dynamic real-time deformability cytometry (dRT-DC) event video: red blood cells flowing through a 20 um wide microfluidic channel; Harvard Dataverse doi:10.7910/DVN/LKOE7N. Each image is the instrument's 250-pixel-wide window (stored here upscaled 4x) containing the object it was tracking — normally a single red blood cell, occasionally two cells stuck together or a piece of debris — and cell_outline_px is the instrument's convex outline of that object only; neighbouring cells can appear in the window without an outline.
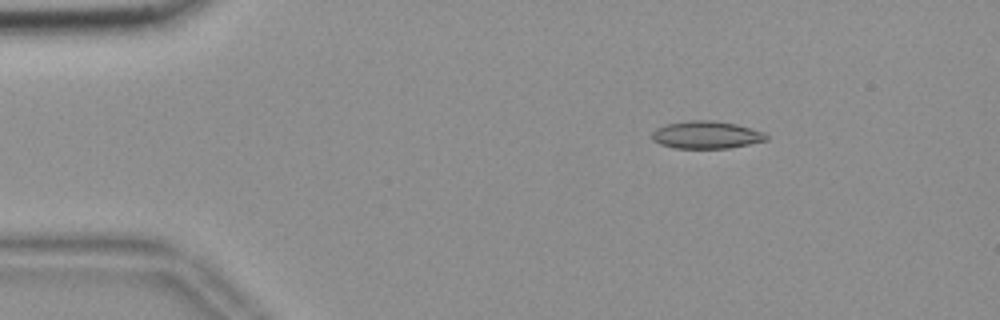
{"species": "common noctule bat (a hibernating species)", "species_latin": "Nyctalus noctula", "temperature_condition": "room temperature", "stored_images_in_passage": 55, "camera_frame_rate_fps": 3000, "um_per_image_px": 0.085, "animal": {"sex": "female", "body_mass_g": 18.4}, "frame": {"image": 1, "passage_image": 9, "time_ms": 2.667, "image_size_px": [1000, 320], "cell_outline_px": [[768, 140], [728, 148], [676, 148], [660, 144], [652, 140], [652, 132], [656, 128], [664, 124], [688, 120], [712, 120], [736, 124], [764, 132], [768, 136]], "centroid_in_image_um": [60.01, 11.45], "position_along_channel_um": 25.0, "area_um2": 18.38}}
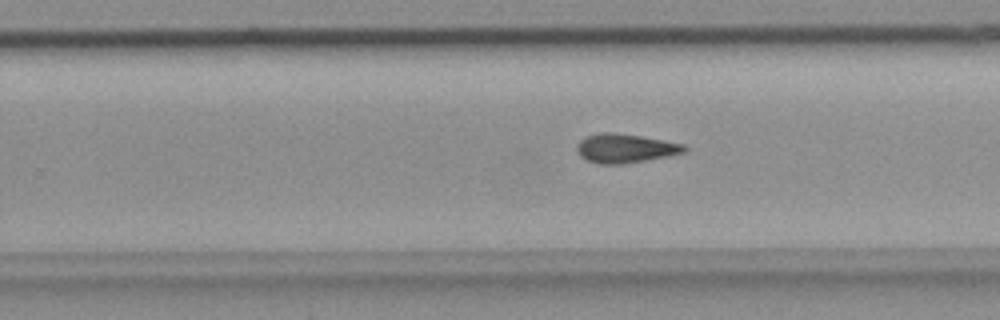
{"frame": {"image": 2, "passage_image": 35, "time_ms": 11.333, "image_size_px": [1000, 320], "cell_outline_px": [[688, 148], [684, 152], [668, 156], [624, 164], [600, 164], [588, 160], [580, 156], [576, 148], [576, 144], [584, 136], [600, 132], [612, 132], [640, 136], [684, 144]], "centroid_in_image_um": [53.11, 12.6], "position_along_channel_um": 276.7, "area_um2": 18.15}}
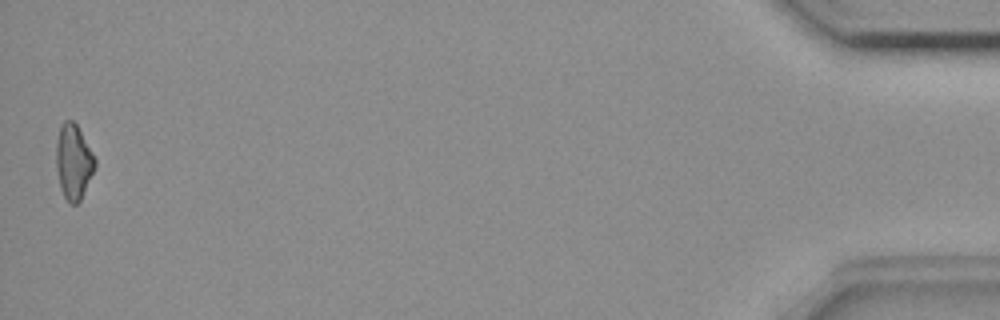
{"frame": {"image": 3, "passage_image": 55, "time_ms": 18.0, "image_size_px": [1000, 320], "cell_outline_px": [[96, 164], [80, 200], [76, 204], [68, 204], [60, 188], [56, 168], [56, 144], [60, 124], [64, 120], [72, 120], [76, 124], [96, 160]], "centroid_in_image_um": [6.21, 13.75], "position_along_channel_um": 429.0, "area_um2": 16.76}, "authors_computed_cell_mechanics": {"area_um2": 17.7446, "velocity_mm_per_s": 3.6935, "shape_relaxation_time_tau1_ms": null, "shape_relaxation_time_tau2_ms": 4.9504, "deformation_change_tau1": null, "deformation_change_tau2": 0.1248}}